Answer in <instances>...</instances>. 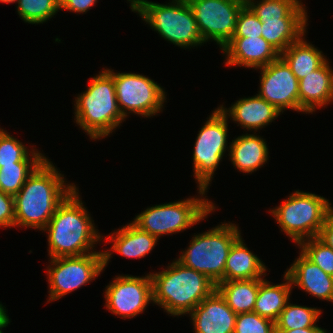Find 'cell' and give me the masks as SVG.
Listing matches in <instances>:
<instances>
[{
	"label": "cell",
	"instance_id": "cell-1",
	"mask_svg": "<svg viewBox=\"0 0 333 333\" xmlns=\"http://www.w3.org/2000/svg\"><path fill=\"white\" fill-rule=\"evenodd\" d=\"M60 172L47 157L28 177L14 196L15 227L40 231L46 227L58 206L77 187Z\"/></svg>",
	"mask_w": 333,
	"mask_h": 333
},
{
	"label": "cell",
	"instance_id": "cell-2",
	"mask_svg": "<svg viewBox=\"0 0 333 333\" xmlns=\"http://www.w3.org/2000/svg\"><path fill=\"white\" fill-rule=\"evenodd\" d=\"M79 196V189L76 187L58 206L42 230L48 235L47 250L50 258L103 252L94 251L103 235L95 228L94 220Z\"/></svg>",
	"mask_w": 333,
	"mask_h": 333
},
{
	"label": "cell",
	"instance_id": "cell-3",
	"mask_svg": "<svg viewBox=\"0 0 333 333\" xmlns=\"http://www.w3.org/2000/svg\"><path fill=\"white\" fill-rule=\"evenodd\" d=\"M150 275L153 303L170 316H186L216 290V284L206 275L184 266L177 259Z\"/></svg>",
	"mask_w": 333,
	"mask_h": 333
},
{
	"label": "cell",
	"instance_id": "cell-4",
	"mask_svg": "<svg viewBox=\"0 0 333 333\" xmlns=\"http://www.w3.org/2000/svg\"><path fill=\"white\" fill-rule=\"evenodd\" d=\"M88 81L85 92L75 97L74 120L90 139H102L120 127L122 115L115 92L114 78L101 70Z\"/></svg>",
	"mask_w": 333,
	"mask_h": 333
},
{
	"label": "cell",
	"instance_id": "cell-5",
	"mask_svg": "<svg viewBox=\"0 0 333 333\" xmlns=\"http://www.w3.org/2000/svg\"><path fill=\"white\" fill-rule=\"evenodd\" d=\"M127 1L132 12H137L166 41L183 49L204 44L194 12L187 0H172L167 4L148 0Z\"/></svg>",
	"mask_w": 333,
	"mask_h": 333
},
{
	"label": "cell",
	"instance_id": "cell-6",
	"mask_svg": "<svg viewBox=\"0 0 333 333\" xmlns=\"http://www.w3.org/2000/svg\"><path fill=\"white\" fill-rule=\"evenodd\" d=\"M235 223H221L192 237L177 260L184 266L206 275L216 285L224 281L226 259L233 243L241 236Z\"/></svg>",
	"mask_w": 333,
	"mask_h": 333
},
{
	"label": "cell",
	"instance_id": "cell-7",
	"mask_svg": "<svg viewBox=\"0 0 333 333\" xmlns=\"http://www.w3.org/2000/svg\"><path fill=\"white\" fill-rule=\"evenodd\" d=\"M197 191L200 196L148 207L132 222L158 240L163 235L183 232L217 209L216 204L206 198L207 190L198 188Z\"/></svg>",
	"mask_w": 333,
	"mask_h": 333
},
{
	"label": "cell",
	"instance_id": "cell-8",
	"mask_svg": "<svg viewBox=\"0 0 333 333\" xmlns=\"http://www.w3.org/2000/svg\"><path fill=\"white\" fill-rule=\"evenodd\" d=\"M330 203L323 196L296 190L269 213L281 231L298 245L305 239L319 236L326 215L332 208Z\"/></svg>",
	"mask_w": 333,
	"mask_h": 333
},
{
	"label": "cell",
	"instance_id": "cell-9",
	"mask_svg": "<svg viewBox=\"0 0 333 333\" xmlns=\"http://www.w3.org/2000/svg\"><path fill=\"white\" fill-rule=\"evenodd\" d=\"M228 117L219 108L212 111L197 134L193 149V176L197 187L208 190L213 175L228 149Z\"/></svg>",
	"mask_w": 333,
	"mask_h": 333
},
{
	"label": "cell",
	"instance_id": "cell-10",
	"mask_svg": "<svg viewBox=\"0 0 333 333\" xmlns=\"http://www.w3.org/2000/svg\"><path fill=\"white\" fill-rule=\"evenodd\" d=\"M105 70L114 78L118 106L125 118L130 113L149 118L162 112L167 94L153 79L138 73Z\"/></svg>",
	"mask_w": 333,
	"mask_h": 333
},
{
	"label": "cell",
	"instance_id": "cell-11",
	"mask_svg": "<svg viewBox=\"0 0 333 333\" xmlns=\"http://www.w3.org/2000/svg\"><path fill=\"white\" fill-rule=\"evenodd\" d=\"M47 269L48 300L56 301L89 284L104 271L103 252L80 256L49 258Z\"/></svg>",
	"mask_w": 333,
	"mask_h": 333
},
{
	"label": "cell",
	"instance_id": "cell-12",
	"mask_svg": "<svg viewBox=\"0 0 333 333\" xmlns=\"http://www.w3.org/2000/svg\"><path fill=\"white\" fill-rule=\"evenodd\" d=\"M204 43L215 41L219 48L233 37L237 17L245 4L239 0H187Z\"/></svg>",
	"mask_w": 333,
	"mask_h": 333
},
{
	"label": "cell",
	"instance_id": "cell-13",
	"mask_svg": "<svg viewBox=\"0 0 333 333\" xmlns=\"http://www.w3.org/2000/svg\"><path fill=\"white\" fill-rule=\"evenodd\" d=\"M105 307L113 315L133 318L153 304V285L149 274L145 276L118 275L105 287Z\"/></svg>",
	"mask_w": 333,
	"mask_h": 333
},
{
	"label": "cell",
	"instance_id": "cell-14",
	"mask_svg": "<svg viewBox=\"0 0 333 333\" xmlns=\"http://www.w3.org/2000/svg\"><path fill=\"white\" fill-rule=\"evenodd\" d=\"M258 69L261 72L258 95L282 114L287 109L300 112L299 80L287 63L279 57Z\"/></svg>",
	"mask_w": 333,
	"mask_h": 333
},
{
	"label": "cell",
	"instance_id": "cell-15",
	"mask_svg": "<svg viewBox=\"0 0 333 333\" xmlns=\"http://www.w3.org/2000/svg\"><path fill=\"white\" fill-rule=\"evenodd\" d=\"M227 66L258 69L280 57V53L262 36L232 37L221 49Z\"/></svg>",
	"mask_w": 333,
	"mask_h": 333
},
{
	"label": "cell",
	"instance_id": "cell-16",
	"mask_svg": "<svg viewBox=\"0 0 333 333\" xmlns=\"http://www.w3.org/2000/svg\"><path fill=\"white\" fill-rule=\"evenodd\" d=\"M195 333H234L237 314L215 290L189 313Z\"/></svg>",
	"mask_w": 333,
	"mask_h": 333
},
{
	"label": "cell",
	"instance_id": "cell-17",
	"mask_svg": "<svg viewBox=\"0 0 333 333\" xmlns=\"http://www.w3.org/2000/svg\"><path fill=\"white\" fill-rule=\"evenodd\" d=\"M284 273L289 276L293 288L298 286L315 298L333 303V276L325 273L301 251Z\"/></svg>",
	"mask_w": 333,
	"mask_h": 333
},
{
	"label": "cell",
	"instance_id": "cell-18",
	"mask_svg": "<svg viewBox=\"0 0 333 333\" xmlns=\"http://www.w3.org/2000/svg\"><path fill=\"white\" fill-rule=\"evenodd\" d=\"M218 108L226 117H230V120L238 123L237 126L240 125L245 130L256 132L271 124L281 115L279 110L258 94L240 98L229 108L223 105Z\"/></svg>",
	"mask_w": 333,
	"mask_h": 333
},
{
	"label": "cell",
	"instance_id": "cell-19",
	"mask_svg": "<svg viewBox=\"0 0 333 333\" xmlns=\"http://www.w3.org/2000/svg\"><path fill=\"white\" fill-rule=\"evenodd\" d=\"M104 238L107 243H112L110 249L103 251L104 268L109 263L113 252L127 258L140 259L149 254L158 242L154 235L140 229L132 221L121 229L114 230L109 236H103Z\"/></svg>",
	"mask_w": 333,
	"mask_h": 333
},
{
	"label": "cell",
	"instance_id": "cell-20",
	"mask_svg": "<svg viewBox=\"0 0 333 333\" xmlns=\"http://www.w3.org/2000/svg\"><path fill=\"white\" fill-rule=\"evenodd\" d=\"M327 60L321 67L299 80L300 112L312 113L333 102V69Z\"/></svg>",
	"mask_w": 333,
	"mask_h": 333
},
{
	"label": "cell",
	"instance_id": "cell-21",
	"mask_svg": "<svg viewBox=\"0 0 333 333\" xmlns=\"http://www.w3.org/2000/svg\"><path fill=\"white\" fill-rule=\"evenodd\" d=\"M255 134V135H254ZM242 134L229 143L231 163L239 172L252 174L269 160V149L260 135Z\"/></svg>",
	"mask_w": 333,
	"mask_h": 333
},
{
	"label": "cell",
	"instance_id": "cell-22",
	"mask_svg": "<svg viewBox=\"0 0 333 333\" xmlns=\"http://www.w3.org/2000/svg\"><path fill=\"white\" fill-rule=\"evenodd\" d=\"M266 270L265 263L248 249L240 236L226 259L224 281L264 278L267 276Z\"/></svg>",
	"mask_w": 333,
	"mask_h": 333
},
{
	"label": "cell",
	"instance_id": "cell-23",
	"mask_svg": "<svg viewBox=\"0 0 333 333\" xmlns=\"http://www.w3.org/2000/svg\"><path fill=\"white\" fill-rule=\"evenodd\" d=\"M285 282L282 284H271L267 279L260 278L259 290L257 293L253 312L261 317L276 322L290 300L291 291L293 289L289 276L283 275Z\"/></svg>",
	"mask_w": 333,
	"mask_h": 333
},
{
	"label": "cell",
	"instance_id": "cell-24",
	"mask_svg": "<svg viewBox=\"0 0 333 333\" xmlns=\"http://www.w3.org/2000/svg\"><path fill=\"white\" fill-rule=\"evenodd\" d=\"M262 37L280 54L306 33L308 18H279L260 20Z\"/></svg>",
	"mask_w": 333,
	"mask_h": 333
},
{
	"label": "cell",
	"instance_id": "cell-25",
	"mask_svg": "<svg viewBox=\"0 0 333 333\" xmlns=\"http://www.w3.org/2000/svg\"><path fill=\"white\" fill-rule=\"evenodd\" d=\"M280 57L287 63L298 80L315 71L327 61L322 51L305 40V34L304 37L302 36L298 41L290 44L280 54Z\"/></svg>",
	"mask_w": 333,
	"mask_h": 333
},
{
	"label": "cell",
	"instance_id": "cell-26",
	"mask_svg": "<svg viewBox=\"0 0 333 333\" xmlns=\"http://www.w3.org/2000/svg\"><path fill=\"white\" fill-rule=\"evenodd\" d=\"M260 278L223 281L216 290L225 299L227 305L236 313L253 312Z\"/></svg>",
	"mask_w": 333,
	"mask_h": 333
},
{
	"label": "cell",
	"instance_id": "cell-27",
	"mask_svg": "<svg viewBox=\"0 0 333 333\" xmlns=\"http://www.w3.org/2000/svg\"><path fill=\"white\" fill-rule=\"evenodd\" d=\"M259 20L279 18H308L306 7L301 0H247Z\"/></svg>",
	"mask_w": 333,
	"mask_h": 333
},
{
	"label": "cell",
	"instance_id": "cell-28",
	"mask_svg": "<svg viewBox=\"0 0 333 333\" xmlns=\"http://www.w3.org/2000/svg\"><path fill=\"white\" fill-rule=\"evenodd\" d=\"M34 148L36 147L32 146L30 151L24 143L2 129L0 131V167L14 165L16 162H43L47 157Z\"/></svg>",
	"mask_w": 333,
	"mask_h": 333
},
{
	"label": "cell",
	"instance_id": "cell-29",
	"mask_svg": "<svg viewBox=\"0 0 333 333\" xmlns=\"http://www.w3.org/2000/svg\"><path fill=\"white\" fill-rule=\"evenodd\" d=\"M321 313V309L293 304L289 300L275 322L276 330L318 327L316 323L319 322Z\"/></svg>",
	"mask_w": 333,
	"mask_h": 333
},
{
	"label": "cell",
	"instance_id": "cell-30",
	"mask_svg": "<svg viewBox=\"0 0 333 333\" xmlns=\"http://www.w3.org/2000/svg\"><path fill=\"white\" fill-rule=\"evenodd\" d=\"M17 7L21 20L29 24H43L60 10V0H19Z\"/></svg>",
	"mask_w": 333,
	"mask_h": 333
},
{
	"label": "cell",
	"instance_id": "cell-31",
	"mask_svg": "<svg viewBox=\"0 0 333 333\" xmlns=\"http://www.w3.org/2000/svg\"><path fill=\"white\" fill-rule=\"evenodd\" d=\"M42 162H16L14 165L0 167V189L15 196L28 177Z\"/></svg>",
	"mask_w": 333,
	"mask_h": 333
},
{
	"label": "cell",
	"instance_id": "cell-32",
	"mask_svg": "<svg viewBox=\"0 0 333 333\" xmlns=\"http://www.w3.org/2000/svg\"><path fill=\"white\" fill-rule=\"evenodd\" d=\"M297 246L301 252L325 273L333 276V249L318 237L301 241Z\"/></svg>",
	"mask_w": 333,
	"mask_h": 333
},
{
	"label": "cell",
	"instance_id": "cell-33",
	"mask_svg": "<svg viewBox=\"0 0 333 333\" xmlns=\"http://www.w3.org/2000/svg\"><path fill=\"white\" fill-rule=\"evenodd\" d=\"M234 333H276L275 322L256 312L239 313L236 316Z\"/></svg>",
	"mask_w": 333,
	"mask_h": 333
},
{
	"label": "cell",
	"instance_id": "cell-34",
	"mask_svg": "<svg viewBox=\"0 0 333 333\" xmlns=\"http://www.w3.org/2000/svg\"><path fill=\"white\" fill-rule=\"evenodd\" d=\"M261 28L262 22L252 9L244 4L239 11L233 37H260Z\"/></svg>",
	"mask_w": 333,
	"mask_h": 333
},
{
	"label": "cell",
	"instance_id": "cell-35",
	"mask_svg": "<svg viewBox=\"0 0 333 333\" xmlns=\"http://www.w3.org/2000/svg\"><path fill=\"white\" fill-rule=\"evenodd\" d=\"M15 226L14 196L4 193L0 189V227Z\"/></svg>",
	"mask_w": 333,
	"mask_h": 333
},
{
	"label": "cell",
	"instance_id": "cell-36",
	"mask_svg": "<svg viewBox=\"0 0 333 333\" xmlns=\"http://www.w3.org/2000/svg\"><path fill=\"white\" fill-rule=\"evenodd\" d=\"M97 2V0H60V10L84 14Z\"/></svg>",
	"mask_w": 333,
	"mask_h": 333
},
{
	"label": "cell",
	"instance_id": "cell-37",
	"mask_svg": "<svg viewBox=\"0 0 333 333\" xmlns=\"http://www.w3.org/2000/svg\"><path fill=\"white\" fill-rule=\"evenodd\" d=\"M318 238L333 249V207L326 215Z\"/></svg>",
	"mask_w": 333,
	"mask_h": 333
},
{
	"label": "cell",
	"instance_id": "cell-38",
	"mask_svg": "<svg viewBox=\"0 0 333 333\" xmlns=\"http://www.w3.org/2000/svg\"><path fill=\"white\" fill-rule=\"evenodd\" d=\"M276 333H327V331L321 327H308L303 329L276 330Z\"/></svg>",
	"mask_w": 333,
	"mask_h": 333
},
{
	"label": "cell",
	"instance_id": "cell-39",
	"mask_svg": "<svg viewBox=\"0 0 333 333\" xmlns=\"http://www.w3.org/2000/svg\"><path fill=\"white\" fill-rule=\"evenodd\" d=\"M11 320L9 319V316L7 315V311H5L0 316V333H3V328H6L10 324Z\"/></svg>",
	"mask_w": 333,
	"mask_h": 333
},
{
	"label": "cell",
	"instance_id": "cell-40",
	"mask_svg": "<svg viewBox=\"0 0 333 333\" xmlns=\"http://www.w3.org/2000/svg\"><path fill=\"white\" fill-rule=\"evenodd\" d=\"M18 1H19V0H0L1 3H6V4H7V3H8V4H10V3H16V2L18 3Z\"/></svg>",
	"mask_w": 333,
	"mask_h": 333
},
{
	"label": "cell",
	"instance_id": "cell-41",
	"mask_svg": "<svg viewBox=\"0 0 333 333\" xmlns=\"http://www.w3.org/2000/svg\"><path fill=\"white\" fill-rule=\"evenodd\" d=\"M239 1L244 2L245 4H246V2H247V0H239Z\"/></svg>",
	"mask_w": 333,
	"mask_h": 333
}]
</instances>
